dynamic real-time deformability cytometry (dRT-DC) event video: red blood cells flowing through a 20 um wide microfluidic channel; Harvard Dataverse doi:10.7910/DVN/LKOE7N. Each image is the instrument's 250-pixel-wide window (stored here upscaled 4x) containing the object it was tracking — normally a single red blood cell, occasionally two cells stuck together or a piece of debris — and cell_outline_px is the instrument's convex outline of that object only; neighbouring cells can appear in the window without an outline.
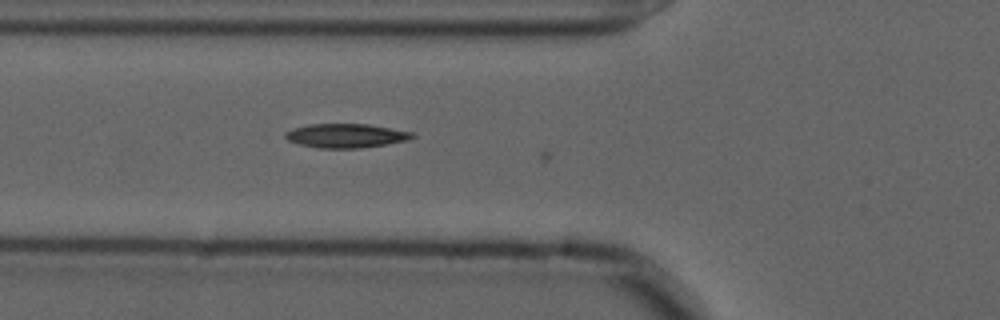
{"species": "common noctule bat (a hibernating species)", "species_latin": "Nyctalus noctula", "temperature_condition": "cold", "stored_images_in_passage": 3, "camera_frame_rate_fps": 3000, "um_per_image_px": 0.085, "animal": {"sex": "male", "forearm_length_mm": 52.5}, "frame": {"image": 1, "passage_image": 2, "time_ms": 0.333, "image_size_px": [1000, 320], "cell_outline_px": [[416, 136], [408, 140], [360, 148], [320, 148], [300, 144], [288, 140], [284, 136], [284, 132], [292, 128], [312, 124], [368, 124], [412, 132]], "centroid_in_image_um": [29.38, 11.53], "position_along_channel_um": 96.4, "area_um2": 17.63}}